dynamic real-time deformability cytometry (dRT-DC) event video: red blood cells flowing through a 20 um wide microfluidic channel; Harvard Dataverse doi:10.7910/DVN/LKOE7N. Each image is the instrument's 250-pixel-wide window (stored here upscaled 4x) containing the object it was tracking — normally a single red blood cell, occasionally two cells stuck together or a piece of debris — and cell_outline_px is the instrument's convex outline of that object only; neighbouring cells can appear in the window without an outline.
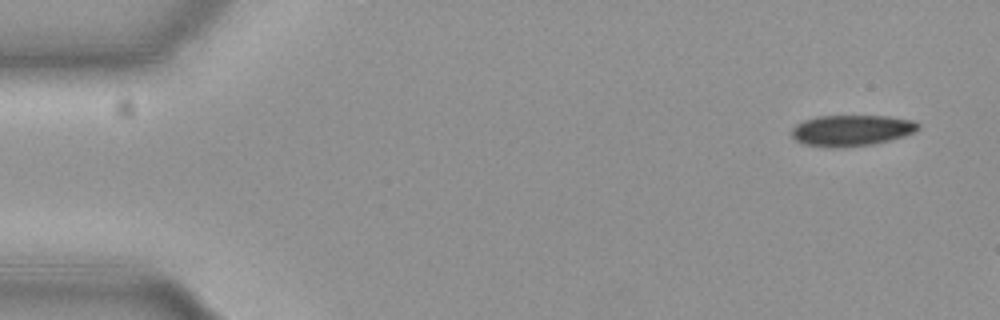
{"species": "common noctule bat (a hibernating species)", "species_latin": "Nyctalus noctula", "temperature_condition": "cold", "stored_images_in_passage": 7, "camera_frame_rate_fps": 3000, "um_per_image_px": 0.085, "animal": {"sex": "female", "body_mass_g": 19.3, "forearm_length_mm": 54.1}, "frame": {"image": 1, "passage_image": 1, "time_ms": 0.0, "image_size_px": [1000, 320], "cell_outline_px": [[920, 128], [904, 136], [872, 144], [804, 144], [796, 140], [792, 136], [792, 128], [796, 124], [804, 120], [816, 116], [888, 116], [912, 120], [920, 124]], "centroid_in_image_um": [72.42, 11.02], "position_along_channel_um": 12.6, "area_um2": 21.79}}